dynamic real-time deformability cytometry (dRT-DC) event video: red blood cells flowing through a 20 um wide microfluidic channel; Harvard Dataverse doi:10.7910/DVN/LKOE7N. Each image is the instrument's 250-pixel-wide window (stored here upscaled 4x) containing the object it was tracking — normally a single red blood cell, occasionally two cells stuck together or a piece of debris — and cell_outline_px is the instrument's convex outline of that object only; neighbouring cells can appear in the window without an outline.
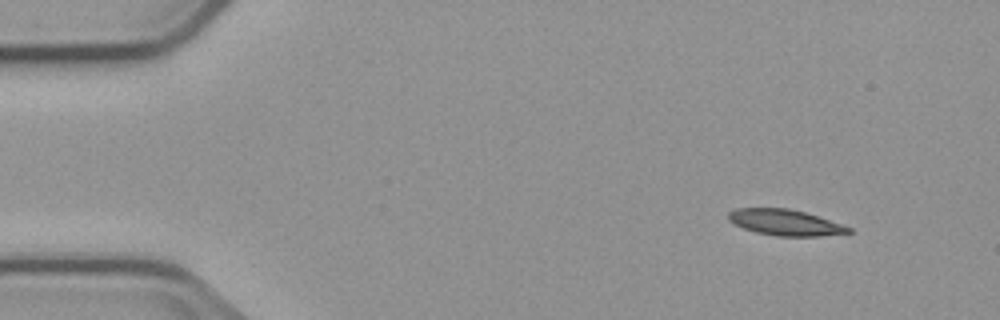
{"species": "common noctule bat (a hibernating species)", "species_latin": "Nyctalus noctula", "temperature_condition": "cold", "stored_images_in_passage": 5, "camera_frame_rate_fps": 3000, "um_per_image_px": 0.085, "animal": {"sex": "male", "body_mass_g": 23.1, "forearm_length_mm": 52.7}, "frame": {"image": 1, "passage_image": 1, "time_ms": 0.0, "image_size_px": [1000, 320], "cell_outline_px": [[852, 232], [820, 236], [776, 236], [756, 232], [744, 228], [728, 220], [728, 212], [736, 208], [788, 208], [804, 212], [852, 228]], "centroid_in_image_um": [66.7, 18.91], "position_along_channel_um": 18.3, "area_um2": 17.92}}
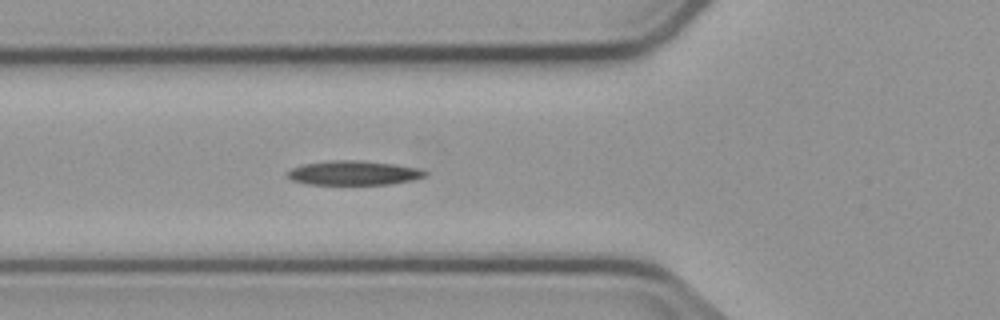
{"frame": {"image": 2, "passage_image": 5, "time_ms": 4.667, "image_size_px": [1000, 320], "cell_outline_px": [[428, 176], [412, 180], [388, 184], [308, 184], [292, 180], [284, 172], [292, 168], [304, 164], [328, 160], [364, 160], [396, 164], [420, 168], [428, 172]], "centroid_in_image_um": [30.09, 14.68], "position_along_channel_um": 95.7, "area_um2": 19.71}}